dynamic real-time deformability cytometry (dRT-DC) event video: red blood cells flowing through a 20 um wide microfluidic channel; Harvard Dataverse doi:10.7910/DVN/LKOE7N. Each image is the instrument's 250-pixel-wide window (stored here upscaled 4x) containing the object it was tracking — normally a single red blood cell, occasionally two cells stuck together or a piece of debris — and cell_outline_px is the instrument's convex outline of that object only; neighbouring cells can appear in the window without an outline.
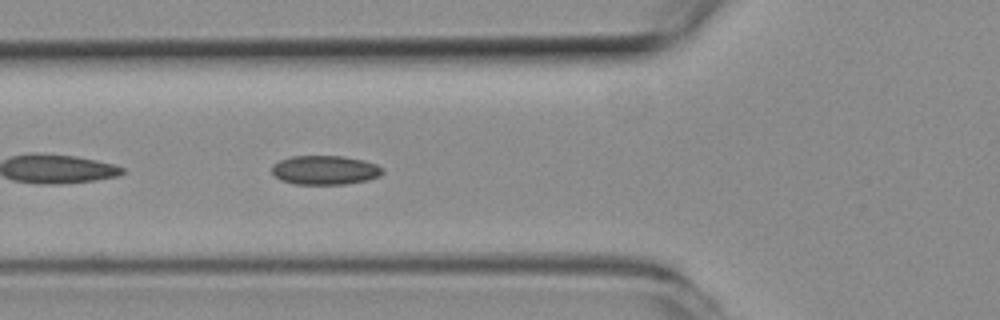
{"species": "common noctule bat (a hibernating species)", "species_latin": "Nyctalus noctula", "temperature_condition": "room temperature", "stored_images_in_passage": 40, "camera_frame_rate_fps": 3000, "um_per_image_px": 0.085, "animal": {"sex": "female", "body_mass_g": 19.3, "forearm_length_mm": 54.1}, "frame": {"image": 1, "passage_image": 12, "time_ms": 3.667, "image_size_px": [1000, 320], "cell_outline_px": [[384, 172], [380, 176], [368, 180], [344, 184], [296, 184], [280, 180], [272, 172], [272, 164], [280, 160], [292, 156], [344, 156], [364, 160], [376, 164], [384, 168]], "centroid_in_image_um": [27.65, 14.45], "position_along_channel_um": 98.2, "area_um2": 18.9}}
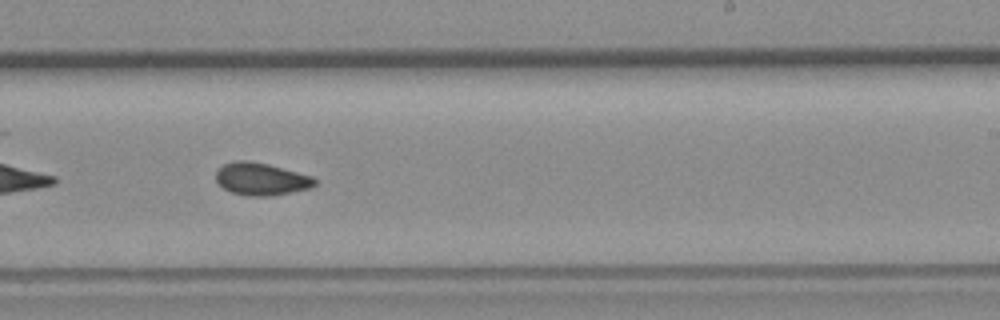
{"frame": {"image": 2, "passage_image": 25, "time_ms": 8.0, "image_size_px": [1000, 320], "cell_outline_px": [[316, 184], [312, 188], [272, 196], [248, 196], [232, 192], [224, 188], [216, 180], [216, 172], [224, 164], [236, 160], [244, 160], [268, 164], [312, 176], [316, 180]], "centroid_in_image_um": [22.22, 15.22], "position_along_channel_um": 266.8, "area_um2": 18.61}}
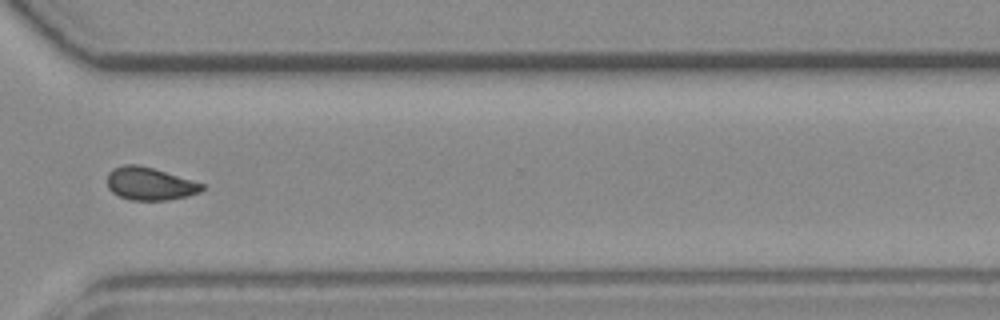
{"frame": {"image": 3, "passage_image": 32, "time_ms": 10.333, "image_size_px": [1000, 320], "cell_outline_px": [[204, 188], [200, 192], [188, 196], [168, 200], [132, 200], [120, 196], [112, 192], [108, 188], [108, 172], [112, 168], [124, 164], [140, 164], [204, 184]], "centroid_in_image_um": [12.71, 15.61], "position_along_channel_um": 357.9, "area_um2": 18.09}, "authors_computed_cell_mechanics": {"area_um2": 18.3515, "velocity_mm_per_s": 3.8912, "shape_relaxation_time_tau1_ms": null, "shape_relaxation_time_tau2_ms": 2.7399, "deformation_change_tau1": null, "deformation_change_tau2": 0.0782}}